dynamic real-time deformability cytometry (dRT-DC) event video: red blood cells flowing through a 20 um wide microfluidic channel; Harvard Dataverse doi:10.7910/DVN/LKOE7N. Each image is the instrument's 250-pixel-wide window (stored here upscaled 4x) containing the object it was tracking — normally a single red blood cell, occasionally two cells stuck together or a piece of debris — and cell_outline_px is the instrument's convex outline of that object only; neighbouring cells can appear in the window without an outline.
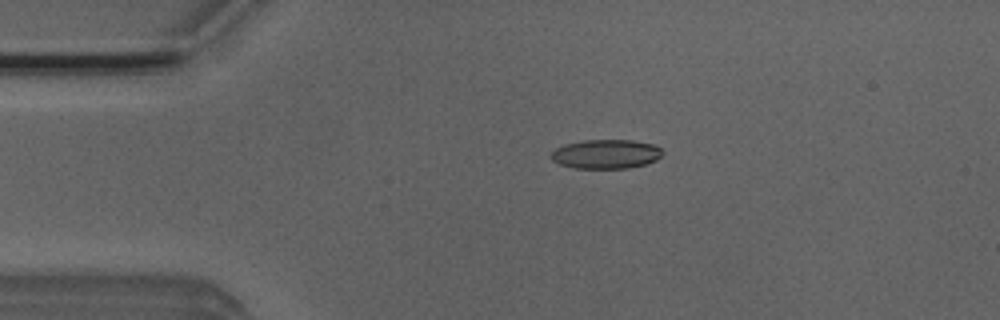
{"species": "Egyptian fruit bat (a non-hibernating species)", "species_latin": "Rousettus aegyptiacus", "temperature_condition": "room temperature", "stored_images_in_passage": 3, "camera_frame_rate_fps": 3000, "um_per_image_px": 0.085, "animal": {"sex": "male"}, "frame": {"image": 1, "passage_image": 2, "time_ms": 0.333, "image_size_px": [1000, 320], "cell_outline_px": [[664, 152], [656, 160], [644, 164], [628, 168], [572, 168], [560, 164], [552, 160], [552, 152], [556, 148], [564, 144], [584, 140], [632, 140], [656, 144]], "centroid_in_image_um": [51.52, 13.09], "position_along_channel_um": 33.5, "area_um2": 18.96}}